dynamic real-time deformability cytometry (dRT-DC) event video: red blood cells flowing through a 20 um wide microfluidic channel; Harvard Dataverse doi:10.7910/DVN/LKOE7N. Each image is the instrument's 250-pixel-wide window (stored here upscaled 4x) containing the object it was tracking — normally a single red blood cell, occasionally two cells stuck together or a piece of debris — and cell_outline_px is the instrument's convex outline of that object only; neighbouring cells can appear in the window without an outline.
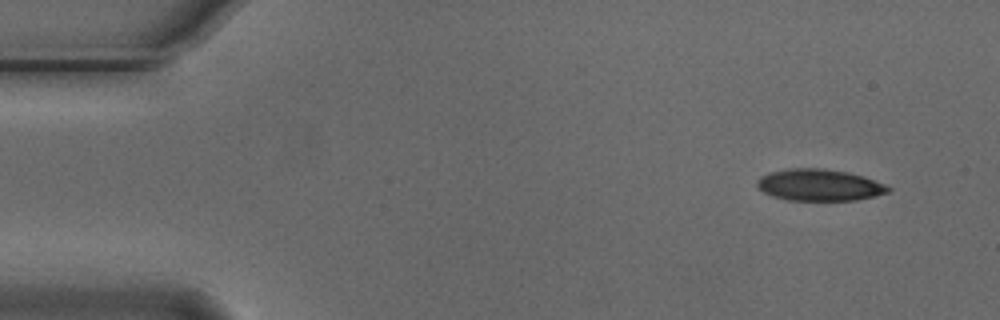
{"species": "Egyptian fruit bat (a non-hibernating species)", "species_latin": "Rousettus aegyptiacus", "temperature_condition": "cold", "stored_images_in_passage": 4, "camera_frame_rate_fps": 3000, "um_per_image_px": 0.085, "animal": {"sex": "male"}, "frame": {"image": 1, "passage_image": 1, "time_ms": 0.0, "image_size_px": [1000, 320], "cell_outline_px": [[892, 188], [888, 192], [876, 196], [856, 200], [788, 200], [772, 196], [756, 188], [756, 180], [760, 176], [768, 172], [788, 168], [824, 168], [848, 172], [864, 176], [884, 184]], "centroid_in_image_um": [69.61, 15.72], "position_along_channel_um": 15.4, "area_um2": 24.45}}
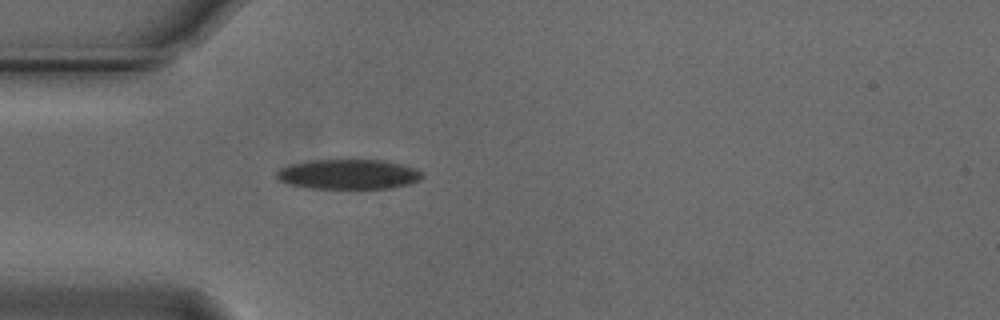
{"frame": {"image": 2, "passage_image": 4, "time_ms": 1.0, "image_size_px": [1000, 320], "cell_outline_px": [[424, 176], [420, 180], [412, 184], [392, 188], [308, 188], [288, 184], [276, 180], [276, 172], [280, 168], [292, 164], [312, 160], [384, 160], [400, 164], [412, 168], [420, 172]], "centroid_in_image_um": [29.6, 14.82], "position_along_channel_um": 55.4, "area_um2": 25.37}}